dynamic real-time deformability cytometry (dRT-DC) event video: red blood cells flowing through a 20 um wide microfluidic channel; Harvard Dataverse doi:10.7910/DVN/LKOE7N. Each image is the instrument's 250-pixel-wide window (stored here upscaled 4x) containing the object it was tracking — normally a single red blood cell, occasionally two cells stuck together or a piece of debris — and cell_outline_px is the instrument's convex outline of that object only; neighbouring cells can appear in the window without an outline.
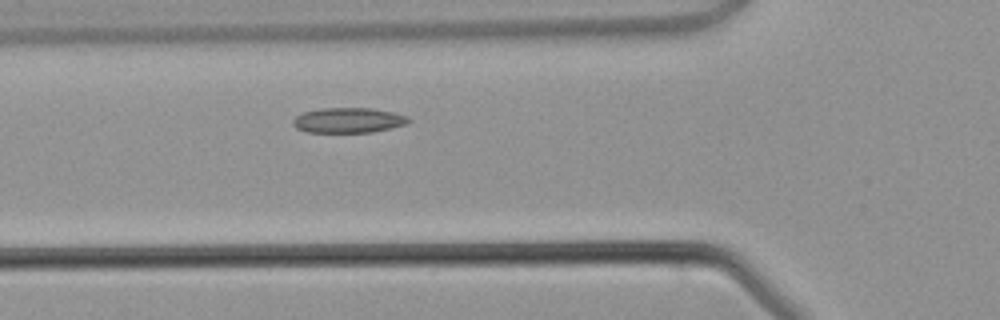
{"species": "common noctule bat (a hibernating species)", "species_latin": "Nyctalus noctula", "temperature_condition": "warm", "stored_images_in_passage": 4, "camera_frame_rate_fps": 3000, "um_per_image_px": 0.085, "animal": {"sex": "male", "body_mass_g": 21.5, "forearm_length_mm": 52.0}, "frame": {"image": 1, "passage_image": 4, "time_ms": 4.667, "image_size_px": [1000, 320], "cell_outline_px": [[412, 120], [408, 124], [392, 128], [372, 132], [304, 132], [296, 128], [292, 124], [292, 120], [296, 116], [304, 112], [320, 108], [372, 108], [392, 112], [408, 116]], "centroid_in_image_um": [29.62, 10.22], "position_along_channel_um": 96.2, "area_um2": 17.11}}